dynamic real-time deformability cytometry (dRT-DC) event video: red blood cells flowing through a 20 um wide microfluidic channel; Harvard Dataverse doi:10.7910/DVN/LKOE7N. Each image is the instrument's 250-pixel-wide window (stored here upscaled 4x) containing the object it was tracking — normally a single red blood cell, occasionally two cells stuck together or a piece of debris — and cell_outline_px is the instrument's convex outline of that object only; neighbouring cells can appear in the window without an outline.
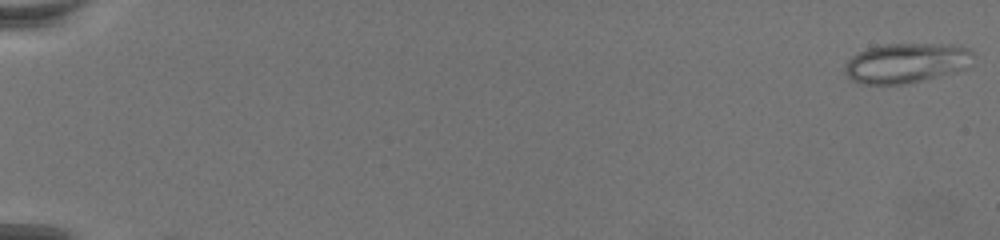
{"species": "common noctule bat (a hibernating species)", "species_latin": "Nyctalus noctula", "temperature_condition": "warm", "stored_images_in_passage": 3, "camera_frame_rate_fps": 3000, "um_per_image_px": 0.085, "animal": {"sex": "female", "body_mass_g": 19.5, "forearm_length_mm": 54.1}, "frame": {"image": 1, "passage_image": 1, "time_ms": 0.0, "image_size_px": [1000, 240], "cell_outline_px": [[976, 56], [968, 68], [956, 72], [904, 84], [860, 84], [852, 80], [844, 72], [844, 64], [852, 56], [868, 48], [884, 44], [952, 44], [968, 48], [976, 52]], "centroid_in_image_um": [77.09, 5.35], "position_along_channel_um": 7.9, "area_um2": 30.17}}